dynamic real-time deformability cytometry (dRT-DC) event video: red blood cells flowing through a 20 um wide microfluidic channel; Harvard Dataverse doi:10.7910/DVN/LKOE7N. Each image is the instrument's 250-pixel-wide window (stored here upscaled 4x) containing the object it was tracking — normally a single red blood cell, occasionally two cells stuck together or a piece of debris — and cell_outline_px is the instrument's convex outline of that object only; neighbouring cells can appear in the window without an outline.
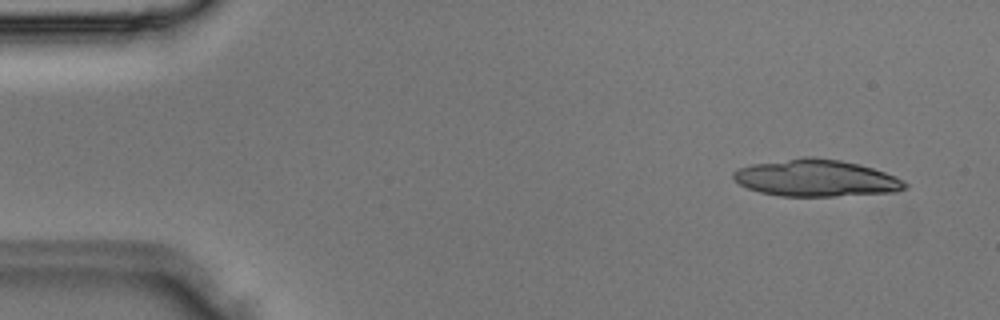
{"species": "Egyptian fruit bat (a non-hibernating species)", "species_latin": "Rousettus aegyptiacus", "temperature_condition": "room temperature", "stored_images_in_passage": 3, "camera_frame_rate_fps": 3000, "um_per_image_px": 0.085, "animal": {"sex": "male"}, "frame": {"image": 1, "passage_image": 1, "time_ms": 0.0, "image_size_px": [1000, 320], "cell_outline_px": [[908, 188], [896, 192], [836, 196], [780, 196], [760, 192], [748, 188], [740, 184], [732, 176], [732, 172], [736, 168], [752, 164], [804, 156], [812, 156], [840, 160], [872, 168], [896, 176], [908, 184]], "centroid_in_image_um": [69.36, 15.13], "position_along_channel_um": 15.6, "area_um2": 36.99}}